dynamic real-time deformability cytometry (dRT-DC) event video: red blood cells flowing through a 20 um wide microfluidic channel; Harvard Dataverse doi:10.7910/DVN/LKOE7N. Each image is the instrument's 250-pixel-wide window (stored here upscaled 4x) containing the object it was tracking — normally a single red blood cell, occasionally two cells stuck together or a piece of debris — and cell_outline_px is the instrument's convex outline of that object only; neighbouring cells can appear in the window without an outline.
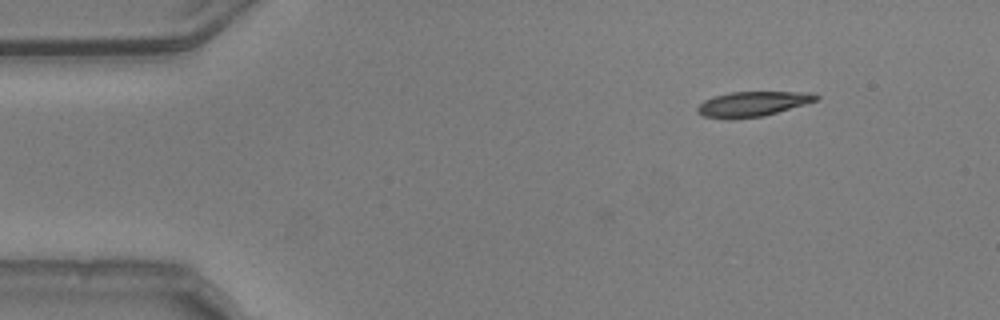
{"species": "common noctule bat (a hibernating species)", "species_latin": "Nyctalus noctula", "temperature_condition": "warm", "stored_images_in_passage": 5, "camera_frame_rate_fps": 3000, "um_per_image_px": 0.085, "animal": {"sex": "male", "body_mass_g": 20.5, "forearm_length_mm": 52.5}, "frame": {"image": 1, "passage_image": 5, "time_ms": 1.333, "image_size_px": [1000, 320], "cell_outline_px": [[820, 96], [816, 100], [804, 104], [764, 116], [732, 120], [728, 120], [704, 116], [696, 112], [696, 108], [704, 100], [712, 96], [732, 92], [812, 92]], "centroid_in_image_um": [63.91, 8.85], "position_along_channel_um": 21.1, "area_um2": 17.4}}